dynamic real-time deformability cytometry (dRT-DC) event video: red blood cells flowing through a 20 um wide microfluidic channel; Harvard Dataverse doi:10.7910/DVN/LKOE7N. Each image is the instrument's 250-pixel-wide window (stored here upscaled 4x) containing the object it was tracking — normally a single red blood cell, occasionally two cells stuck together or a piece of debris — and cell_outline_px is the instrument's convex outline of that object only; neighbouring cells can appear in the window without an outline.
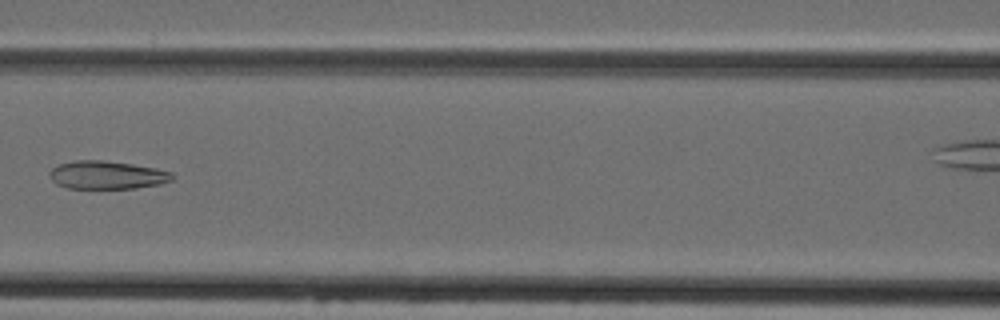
{"species": "Egyptian fruit bat (a non-hibernating species)", "species_latin": "Rousettus aegyptiacus", "temperature_condition": "cold", "stored_images_in_passage": 6, "camera_frame_rate_fps": 3000, "um_per_image_px": 0.085, "animal": {"sex": "female"}, "frame": {"image": 1, "passage_image": 5, "time_ms": 6.0, "image_size_px": [1000, 320], "cell_outline_px": [[176, 176], [172, 180], [160, 184], [136, 188], [68, 188], [56, 184], [48, 176], [48, 172], [52, 168], [60, 164], [72, 160], [104, 160], [132, 164], [156, 168], [172, 172]], "centroid_in_image_um": [9.09, 14.87], "position_along_channel_um": 157.5, "area_um2": 20.29}}